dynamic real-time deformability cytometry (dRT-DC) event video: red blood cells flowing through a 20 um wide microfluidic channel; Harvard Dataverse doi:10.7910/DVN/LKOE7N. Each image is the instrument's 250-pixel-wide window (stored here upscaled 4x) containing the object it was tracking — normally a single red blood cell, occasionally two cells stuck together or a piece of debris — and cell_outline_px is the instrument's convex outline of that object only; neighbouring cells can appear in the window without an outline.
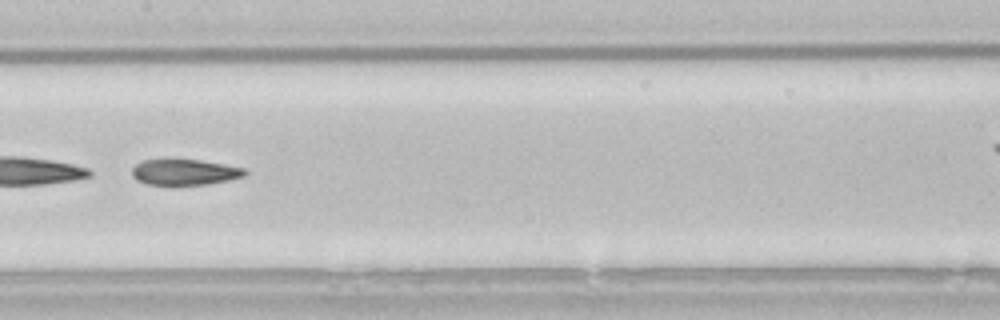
{"species": "common noctule bat (a hibernating species)", "species_latin": "Nyctalus noctula", "temperature_condition": "room temperature", "stored_images_in_passage": 32, "segment_of_instrument_passage": [2, 2], "camera_frame_rate_fps": 3000, "um_per_image_px": 0.085, "animal": {"sex": "male", "body_mass_g": 21.5, "forearm_length_mm": 52.0}, "frame": {"image": 1, "passage_image": 25, "time_ms": 8.0, "image_size_px": [1000, 320], "cell_outline_px": [[248, 172], [244, 176], [228, 180], [208, 184], [172, 188], [168, 188], [148, 184], [136, 180], [132, 176], [132, 168], [136, 164], [144, 160], [200, 160], [224, 164], [244, 168]], "centroid_in_image_um": [15.66, 14.69], "position_along_channel_um": 191.7, "area_um2": 17.63}}
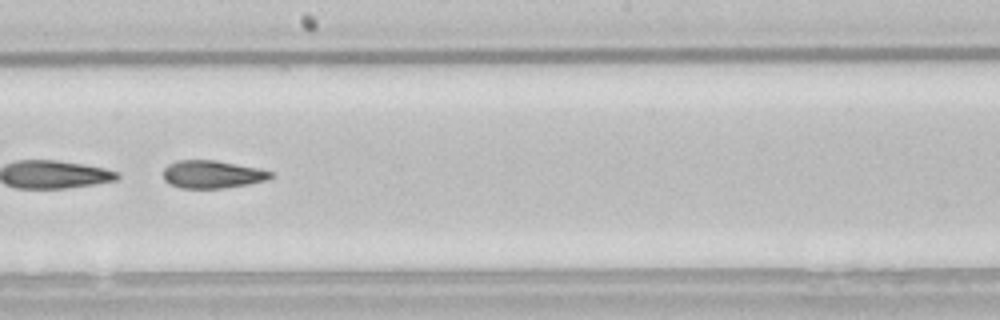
{"frame": {"image": 2, "passage_image": 28, "time_ms": 9.0, "image_size_px": [1000, 320], "cell_outline_px": [[272, 176], [268, 180], [248, 184], [224, 188], [180, 188], [164, 180], [164, 168], [168, 164], [176, 160], [216, 160], [260, 168], [272, 172]], "centroid_in_image_um": [18.05, 14.81], "position_along_channel_um": 230.1, "area_um2": 17.46}}